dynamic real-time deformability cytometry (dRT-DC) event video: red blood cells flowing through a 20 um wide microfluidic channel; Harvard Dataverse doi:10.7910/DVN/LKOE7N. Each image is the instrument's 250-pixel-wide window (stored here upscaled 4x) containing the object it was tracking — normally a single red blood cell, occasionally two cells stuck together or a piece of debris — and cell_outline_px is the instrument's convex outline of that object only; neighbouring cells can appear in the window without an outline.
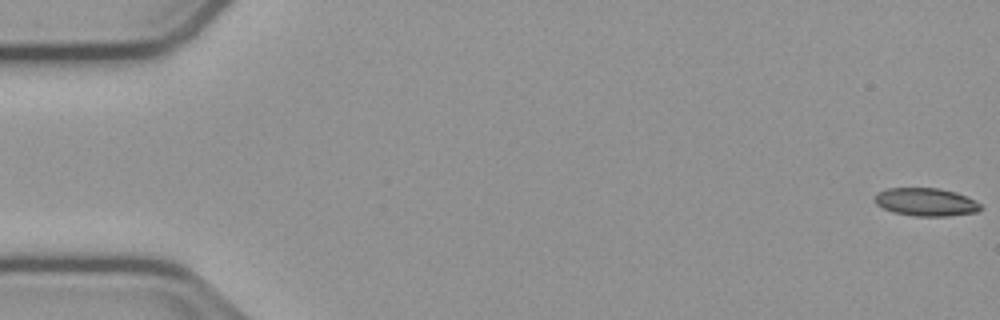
{"species": "common noctule bat (a hibernating species)", "species_latin": "Nyctalus noctula", "temperature_condition": "cold", "stored_images_in_passage": 49, "camera_frame_rate_fps": 3000, "um_per_image_px": 0.085, "animal": {"sex": "male", "body_mass_g": 23.1, "forearm_length_mm": 52.7}, "frame": {"image": 1, "passage_image": 1, "time_ms": 0.0, "image_size_px": [1000, 320], "cell_outline_px": [[980, 208], [976, 212], [948, 216], [916, 216], [892, 212], [876, 204], [876, 196], [880, 192], [888, 188], [936, 188], [956, 192], [976, 200], [980, 204]], "centroid_in_image_um": [78.73, 17.17], "position_along_channel_um": 6.3, "area_um2": 17.05}}
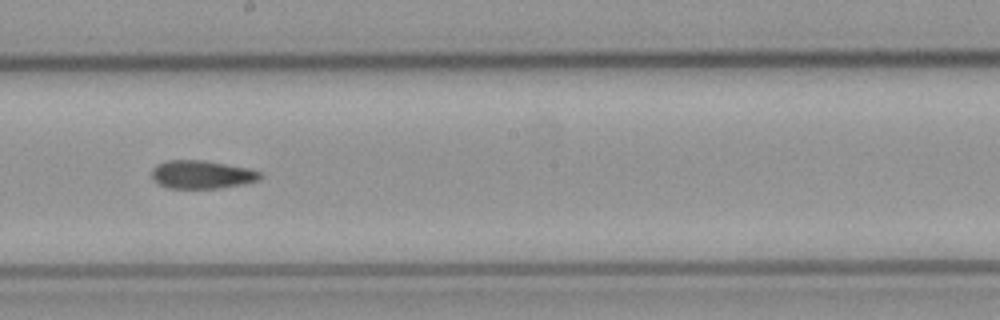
{"frame": {"image": 2, "passage_image": 31, "time_ms": 10.0, "image_size_px": [1000, 320], "cell_outline_px": [[264, 176], [260, 180], [244, 184], [216, 188], [168, 188], [160, 184], [152, 176], [152, 168], [156, 164], [168, 160], [204, 160], [248, 168], [260, 172]], "centroid_in_image_um": [17.18, 14.83], "position_along_channel_um": 231.0, "area_um2": 17.8}}
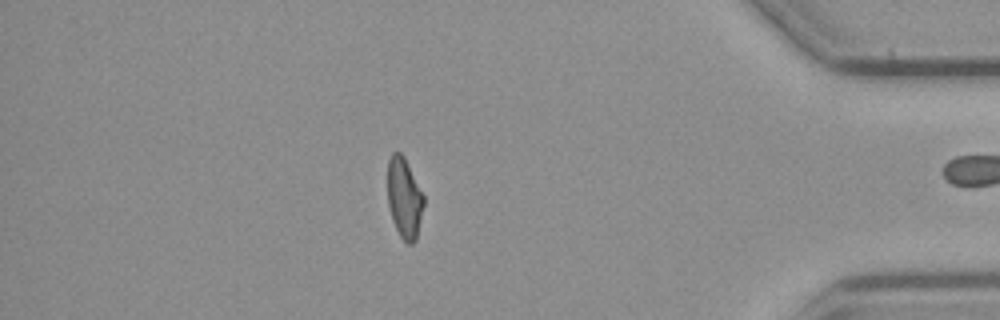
{"frame": {"image": 3, "passage_image": 48, "time_ms": 15.667, "image_size_px": [1000, 320], "cell_outline_px": [[424, 204], [416, 240], [412, 244], [408, 244], [400, 236], [392, 220], [388, 204], [388, 160], [392, 152], [400, 152], [404, 156], [424, 196]], "centroid_in_image_um": [34.36, 16.83], "position_along_channel_um": 400.8, "area_um2": 16.88}}